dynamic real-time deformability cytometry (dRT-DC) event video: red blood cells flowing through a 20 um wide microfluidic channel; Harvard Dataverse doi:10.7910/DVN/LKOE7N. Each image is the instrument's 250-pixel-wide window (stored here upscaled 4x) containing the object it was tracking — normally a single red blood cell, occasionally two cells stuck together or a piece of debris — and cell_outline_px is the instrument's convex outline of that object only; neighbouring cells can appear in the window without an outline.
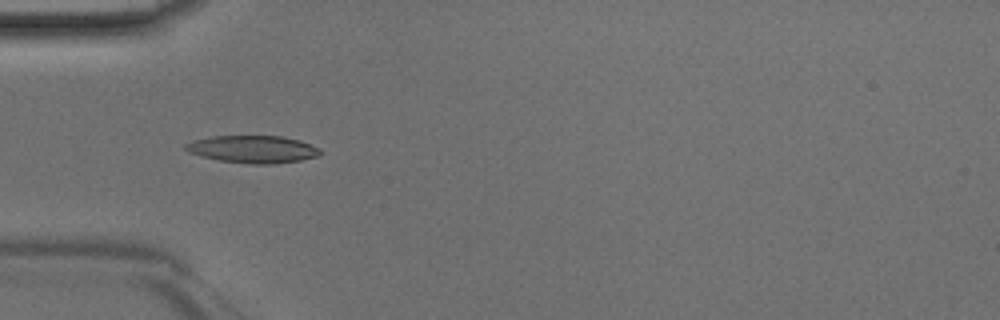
{"species": "Egyptian fruit bat (a non-hibernating species)", "species_latin": "Rousettus aegyptiacus", "temperature_condition": "room temperature", "stored_images_in_passage": 38, "camera_frame_rate_fps": 3000, "um_per_image_px": 0.085, "animal": {"sex": "male"}, "frame": {"image": 1, "passage_image": 7, "time_ms": 2.0, "image_size_px": [1000, 320], "cell_outline_px": [[324, 152], [320, 156], [300, 160], [276, 164], [252, 164], [220, 160], [200, 156], [188, 152], [184, 148], [184, 144], [192, 140], [212, 136], [280, 136], [300, 140], [320, 148]], "centroid_in_image_um": [21.52, 12.68], "position_along_channel_um": 63.5, "area_um2": 21.73}}
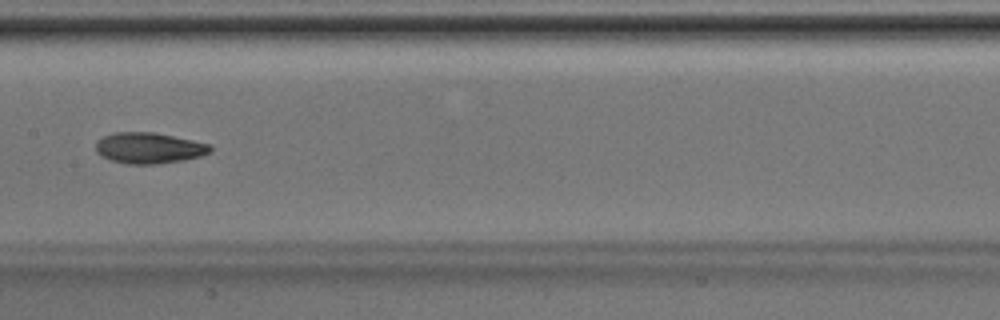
{"frame": {"image": 2, "passage_image": 16, "time_ms": 5.0, "image_size_px": [1000, 320], "cell_outline_px": [[212, 152], [200, 156], [184, 160], [156, 164], [124, 164], [100, 156], [96, 152], [96, 140], [112, 132], [152, 132], [212, 144]], "centroid_in_image_um": [12.65, 12.58], "position_along_channel_um": 194.7, "area_um2": 20.81}}
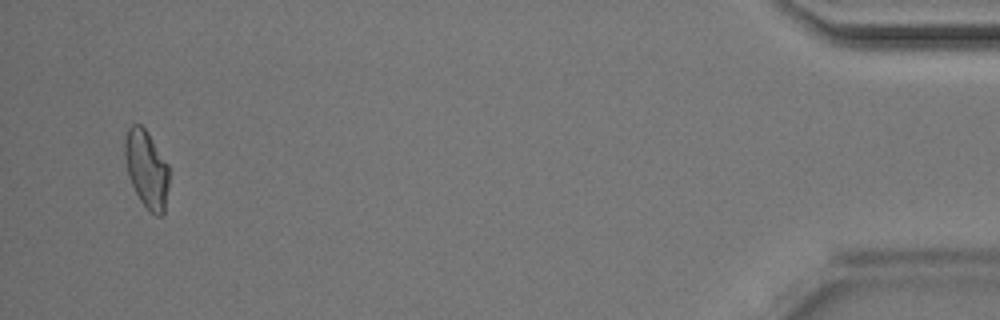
{"frame": {"image": 3, "passage_image": 37, "time_ms": 12.0, "image_size_px": [1000, 320], "cell_outline_px": [[168, 188], [164, 212], [160, 216], [156, 216], [148, 212], [140, 200], [132, 184], [128, 172], [124, 156], [124, 140], [128, 128], [132, 124], [140, 124], [148, 132], [168, 164]], "centroid_in_image_um": [12.46, 14.37], "position_along_channel_um": 422.7, "area_um2": 20.0}}